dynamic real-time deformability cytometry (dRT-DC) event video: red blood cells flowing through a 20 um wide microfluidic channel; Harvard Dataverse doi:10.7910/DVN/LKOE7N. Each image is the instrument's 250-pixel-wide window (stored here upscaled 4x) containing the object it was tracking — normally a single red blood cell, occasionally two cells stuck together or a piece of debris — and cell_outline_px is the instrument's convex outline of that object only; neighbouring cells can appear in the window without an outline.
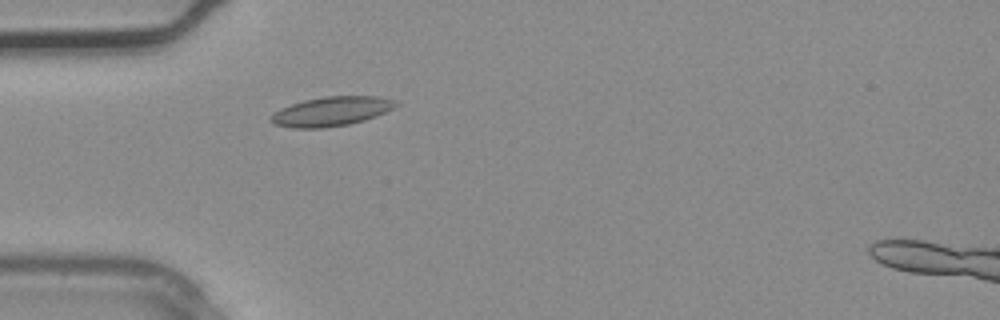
{"species": "common noctule bat (a hibernating species)", "species_latin": "Nyctalus noctula", "temperature_condition": "warm", "stored_images_in_passage": 5, "camera_frame_rate_fps": 3000, "um_per_image_px": 0.085, "animal": {"sex": "male", "body_mass_g": 20.4}, "frame": {"image": 1, "passage_image": 4, "time_ms": 1.0, "image_size_px": [1000, 320], "cell_outline_px": [[400, 104], [376, 116], [364, 120], [348, 124], [324, 128], [292, 128], [272, 124], [268, 120], [280, 108], [304, 100], [324, 96], [376, 96], [396, 100]], "centroid_in_image_um": [28.15, 9.47], "position_along_channel_um": 56.8, "area_um2": 21.33}}